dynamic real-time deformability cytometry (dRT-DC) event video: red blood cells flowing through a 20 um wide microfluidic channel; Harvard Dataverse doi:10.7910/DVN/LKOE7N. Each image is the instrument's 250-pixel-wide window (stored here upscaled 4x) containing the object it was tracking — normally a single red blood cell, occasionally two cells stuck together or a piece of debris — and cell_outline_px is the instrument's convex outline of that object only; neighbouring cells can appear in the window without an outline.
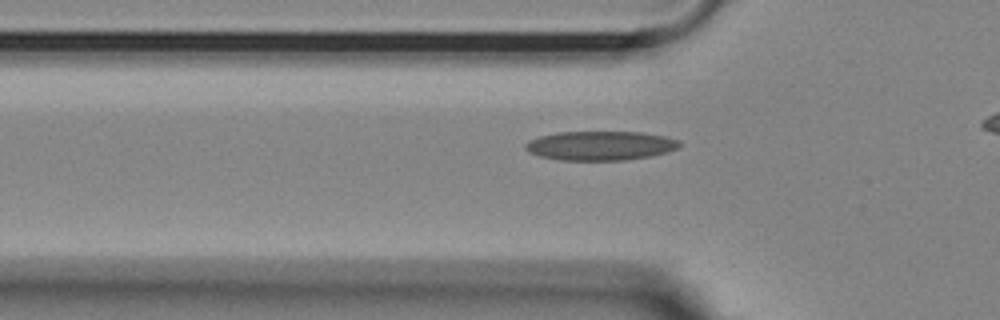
{"species": "Egyptian fruit bat (a non-hibernating species)", "species_latin": "Rousettus aegyptiacus", "temperature_condition": "room temperature", "stored_images_in_passage": 35, "camera_frame_rate_fps": 3000, "um_per_image_px": 0.085, "animal": {"sex": "female"}, "frame": {"image": 1, "passage_image": 5, "time_ms": 1.333, "image_size_px": [1000, 320], "cell_outline_px": [[680, 144], [676, 148], [668, 152], [652, 156], [624, 160], [560, 160], [540, 156], [528, 152], [524, 148], [524, 144], [528, 140], [540, 136], [556, 132], [640, 132], [664, 136], [680, 140]], "centroid_in_image_um": [51.0, 12.38], "position_along_channel_um": 74.8, "area_um2": 26.3}}
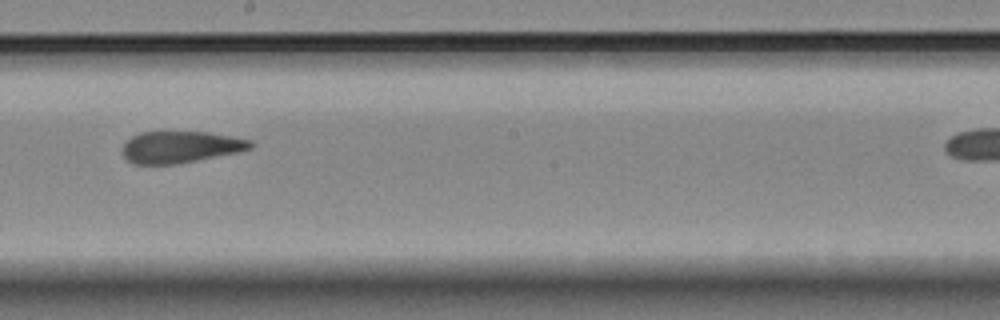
{"frame": {"image": 2, "passage_image": 18, "time_ms": 5.667, "image_size_px": [1000, 320], "cell_outline_px": [[252, 148], [236, 152], [176, 164], [136, 164], [128, 160], [120, 152], [120, 148], [132, 136], [140, 132], [208, 132], [252, 140]], "centroid_in_image_um": [15.29, 12.49], "position_along_channel_um": 232.9, "area_um2": 23.47}}
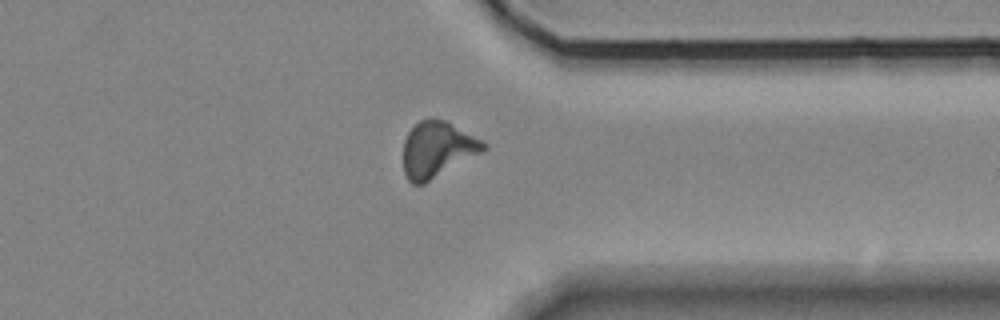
{"frame": {"image": 3, "passage_image": 30, "time_ms": 9.667, "image_size_px": [1000, 320], "cell_outline_px": [[488, 148], [424, 184], [412, 184], [408, 180], [404, 172], [404, 140], [408, 132], [420, 120], [428, 116], [444, 120], [488, 144]], "centroid_in_image_um": [37.14, 12.69], "position_along_channel_um": 374.3, "area_um2": 25.78}, "authors_computed_cell_mechanics": {"area_um2": 24.9696, "velocity_mm_per_s": 3.6171, "shape_relaxation_time_tau1_ms": 9.024, "shape_relaxation_time_tau2_ms": 3.7689, "deformation_change_tau1": 0.2064, "deformation_change_tau2": 0.1301}}